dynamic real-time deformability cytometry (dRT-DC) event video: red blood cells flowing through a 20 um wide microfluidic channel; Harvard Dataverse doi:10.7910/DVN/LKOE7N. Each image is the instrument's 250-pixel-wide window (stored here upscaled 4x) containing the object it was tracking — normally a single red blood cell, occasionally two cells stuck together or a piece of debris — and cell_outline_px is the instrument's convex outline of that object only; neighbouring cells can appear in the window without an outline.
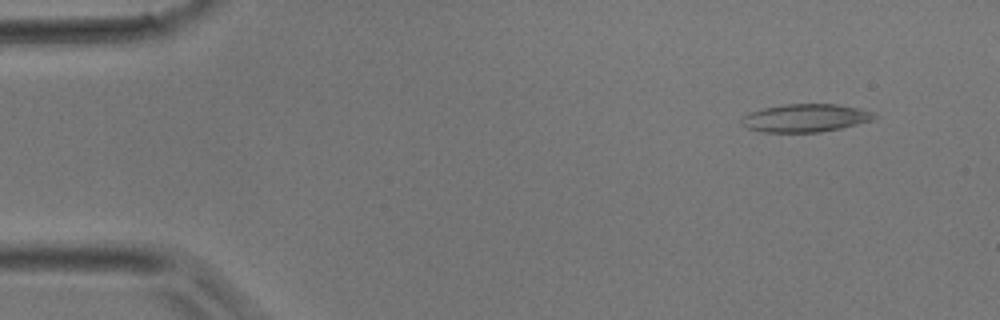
{"species": "common noctule bat (a hibernating species)", "species_latin": "Nyctalus noctula", "temperature_condition": "room temperature", "stored_images_in_passage": 2, "camera_frame_rate_fps": 3000, "um_per_image_px": 0.085, "animal": {"sex": "male", "body_mass_g": 17.9}, "frame": {"image": 1, "passage_image": 1, "time_ms": 0.0, "image_size_px": [1000, 320], "cell_outline_px": [[876, 116], [872, 120], [840, 128], [820, 132], [764, 132], [748, 128], [740, 124], [740, 120], [744, 116], [752, 112], [764, 108], [784, 104], [836, 104], [860, 108], [872, 112]], "centroid_in_image_um": [68.45, 10.03], "position_along_channel_um": 16.6, "area_um2": 21.44}}